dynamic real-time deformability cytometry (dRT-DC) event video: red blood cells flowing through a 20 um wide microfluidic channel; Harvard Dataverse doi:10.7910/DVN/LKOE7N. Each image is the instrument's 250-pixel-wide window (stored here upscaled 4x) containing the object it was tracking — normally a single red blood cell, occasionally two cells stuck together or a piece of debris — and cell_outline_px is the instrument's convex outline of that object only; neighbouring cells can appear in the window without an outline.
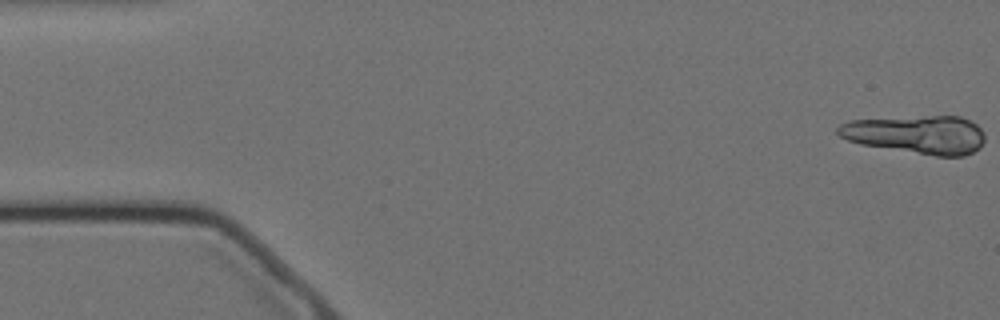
{"species": "Egyptian fruit bat (a non-hibernating species)", "species_latin": "Rousettus aegyptiacus", "temperature_condition": "cold", "stored_images_in_passage": 43, "camera_frame_rate_fps": 3000, "um_per_image_px": 0.085, "animal": {"sex": "female"}, "frame": {"image": 1, "passage_image": 1, "time_ms": 0.0, "image_size_px": [1000, 320], "cell_outline_px": [[984, 140], [980, 148], [964, 156], [936, 156], [860, 144], [848, 140], [840, 136], [836, 132], [836, 128], [840, 124], [848, 120], [924, 116], [960, 116], [976, 124], [984, 132]], "centroid_in_image_um": [77.91, 11.43], "position_along_channel_um": 7.1, "area_um2": 32.89}}